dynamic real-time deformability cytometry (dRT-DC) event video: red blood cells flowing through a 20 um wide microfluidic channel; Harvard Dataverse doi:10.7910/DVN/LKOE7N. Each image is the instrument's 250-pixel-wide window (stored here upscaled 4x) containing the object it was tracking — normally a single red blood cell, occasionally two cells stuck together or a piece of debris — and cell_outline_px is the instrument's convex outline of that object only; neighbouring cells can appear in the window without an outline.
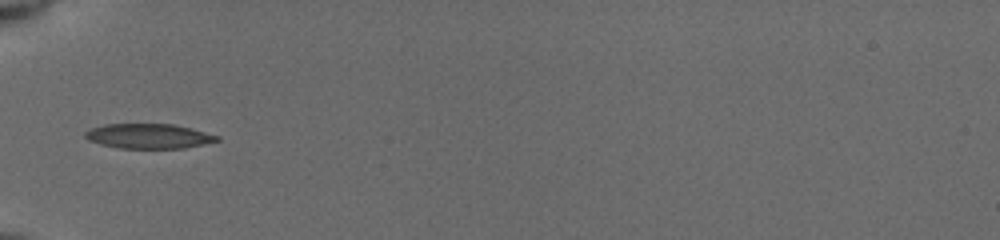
{"species": "common noctule bat (a hibernating species)", "species_latin": "Nyctalus noctula", "temperature_condition": "cold", "stored_images_in_passage": 19, "camera_frame_rate_fps": 3000, "um_per_image_px": 0.085, "animal": {"sex": "female", "body_mass_g": 19.5, "forearm_length_mm": 54.1}, "frame": {"image": 1, "passage_image": 1, "time_ms": 0.0, "image_size_px": [1000, 240], "cell_outline_px": [[220, 140], [184, 148], [120, 148], [100, 144], [88, 140], [84, 136], [84, 132], [92, 128], [104, 124], [172, 124], [220, 136]], "centroid_in_image_um": [12.6, 11.57], "position_along_channel_um": 72.4, "area_um2": 18.84}}
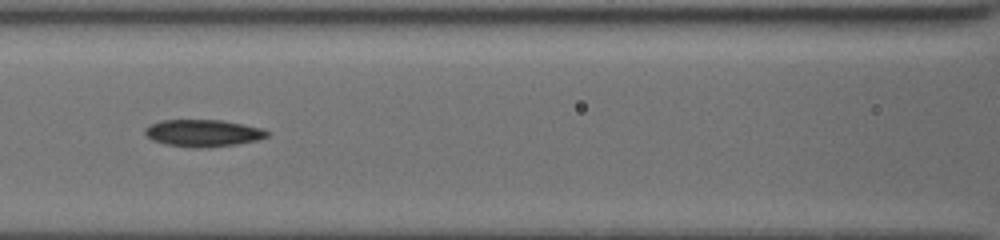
{"frame": {"image": 2, "passage_image": 12, "time_ms": 2.0, "image_size_px": [1000, 240], "cell_outline_px": [[272, 132], [268, 136], [256, 140], [236, 144], [208, 148], [192, 148], [164, 144], [152, 140], [144, 132], [144, 128], [148, 124], [160, 120], [224, 120], [264, 128]], "centroid_in_image_um": [17.27, 11.31], "position_along_channel_um": 149.3, "area_um2": 19.65}}
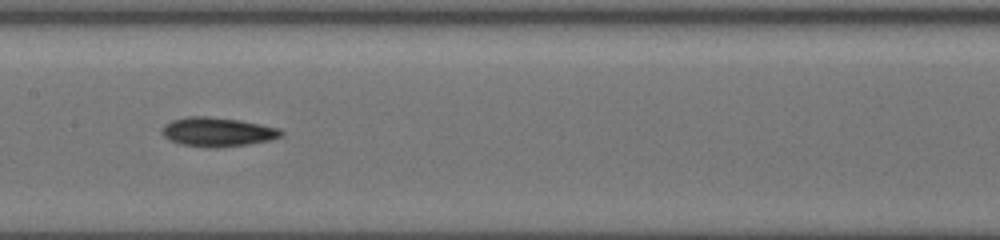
{"frame": {"image": 3, "passage_image": 18, "time_ms": 3.0, "image_size_px": [1000, 240], "cell_outline_px": [[284, 136], [268, 140], [248, 144], [220, 148], [208, 148], [180, 144], [164, 136], [160, 132], [164, 124], [172, 120], [188, 116], [208, 116], [240, 120], [280, 128], [284, 132]], "centroid_in_image_um": [18.49, 11.21], "position_along_channel_um": 188.9, "area_um2": 20.4}}